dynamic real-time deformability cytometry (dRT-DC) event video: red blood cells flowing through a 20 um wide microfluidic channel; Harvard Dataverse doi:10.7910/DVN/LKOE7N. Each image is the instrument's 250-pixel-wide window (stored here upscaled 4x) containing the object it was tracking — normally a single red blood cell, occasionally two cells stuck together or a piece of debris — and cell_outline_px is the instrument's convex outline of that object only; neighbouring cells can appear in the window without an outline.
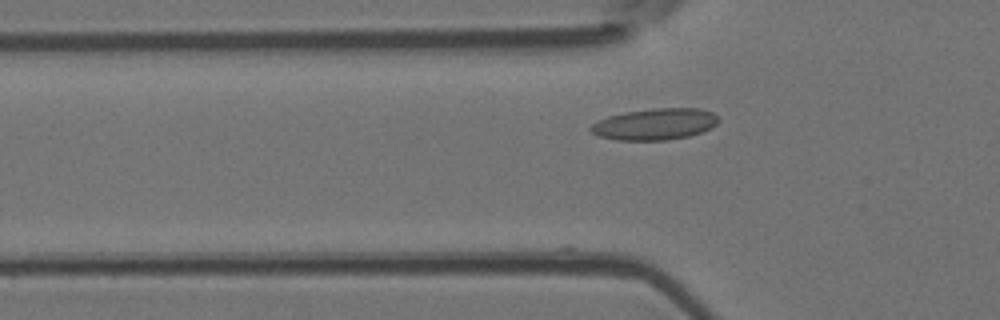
{"species": "Egyptian fruit bat (a non-hibernating species)", "species_latin": "Rousettus aegyptiacus", "temperature_condition": "room temperature", "stored_images_in_passage": 12, "camera_frame_rate_fps": 3000, "um_per_image_px": 0.085, "animal": {"sex": "female"}, "frame": {"image": 1, "passage_image": 12, "time_ms": 3.667, "image_size_px": [1000, 320], "cell_outline_px": [[720, 120], [712, 128], [688, 136], [668, 140], [616, 140], [600, 136], [592, 132], [588, 128], [592, 124], [608, 116], [624, 112], [652, 108], [700, 108], [712, 112]], "centroid_in_image_um": [55.68, 10.54], "position_along_channel_um": 70.1, "area_um2": 23.41}}